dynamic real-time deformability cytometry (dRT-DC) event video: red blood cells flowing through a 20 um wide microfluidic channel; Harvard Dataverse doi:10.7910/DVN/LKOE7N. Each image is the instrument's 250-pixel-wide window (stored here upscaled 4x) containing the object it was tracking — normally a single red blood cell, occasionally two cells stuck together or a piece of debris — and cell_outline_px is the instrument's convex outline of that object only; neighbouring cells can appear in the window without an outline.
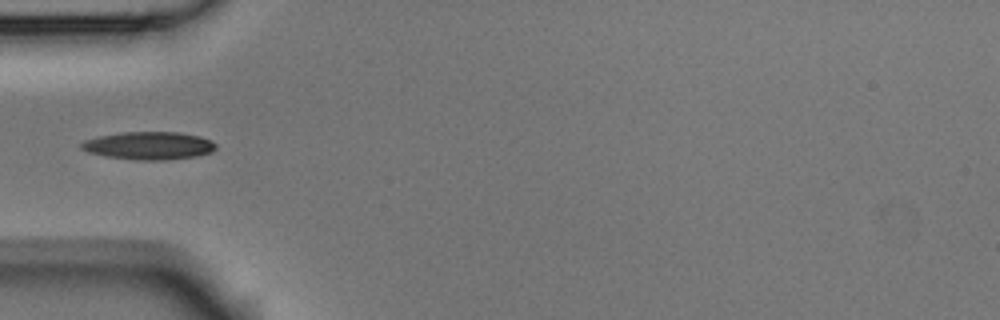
{"species": "Egyptian fruit bat (a non-hibernating species)", "species_latin": "Rousettus aegyptiacus", "temperature_condition": "room temperature", "stored_images_in_passage": 6, "camera_frame_rate_fps": 3000, "um_per_image_px": 0.085, "animal": {"sex": "male"}, "frame": {"image": 1, "passage_image": 5, "time_ms": 1.333, "image_size_px": [1000, 320], "cell_outline_px": [[216, 148], [212, 152], [196, 156], [168, 160], [132, 160], [104, 156], [88, 152], [80, 148], [80, 144], [84, 140], [100, 136], [120, 132], [180, 132], [200, 136], [212, 140], [216, 144]], "centroid_in_image_um": [12.66, 12.38], "position_along_channel_um": 72.3, "area_um2": 22.08}}
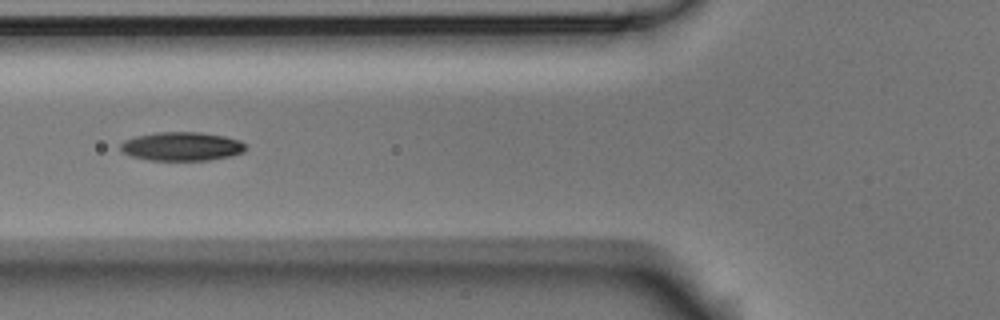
{"frame": {"image": 2, "passage_image": 6, "time_ms": 1.667, "image_size_px": [1000, 320], "cell_outline_px": [[244, 152], [228, 156], [208, 160], [148, 160], [132, 156], [120, 152], [120, 144], [124, 140], [136, 136], [160, 132], [200, 132], [224, 136], [240, 140], [244, 144]], "centroid_in_image_um": [15.4, 12.44], "position_along_channel_um": 110.4, "area_um2": 20.87}}